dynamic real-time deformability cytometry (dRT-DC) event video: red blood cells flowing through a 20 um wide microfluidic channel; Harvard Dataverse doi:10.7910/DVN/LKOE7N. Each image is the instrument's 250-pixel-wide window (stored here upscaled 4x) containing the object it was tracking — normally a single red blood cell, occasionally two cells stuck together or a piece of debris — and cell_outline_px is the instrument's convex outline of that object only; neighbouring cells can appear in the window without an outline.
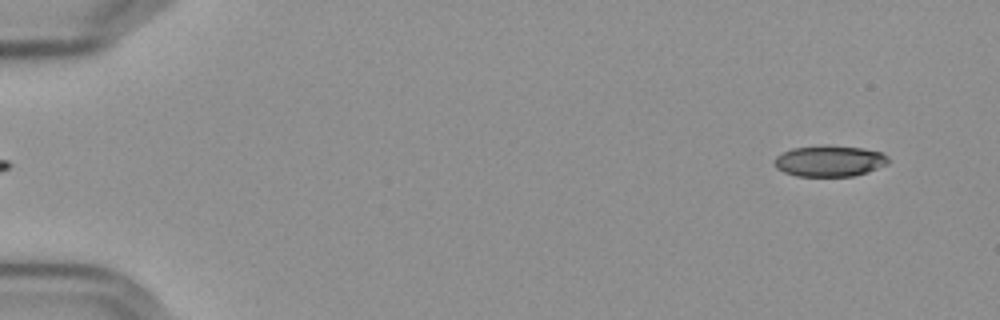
{"species": "Egyptian fruit bat (a non-hibernating species)", "species_latin": "Rousettus aegyptiacus", "temperature_condition": "cold", "stored_images_in_passage": 55, "camera_frame_rate_fps": 3000, "um_per_image_px": 0.085, "frame": {"image": 1, "passage_image": 3, "time_ms": 0.667, "image_size_px": [1000, 320], "cell_outline_px": [[888, 164], [868, 172], [852, 176], [796, 176], [784, 172], [776, 168], [772, 160], [780, 152], [792, 148], [824, 144], [828, 144], [864, 148], [880, 152], [888, 156]], "centroid_in_image_um": [70.47, 13.66], "position_along_channel_um": 14.5, "area_um2": 21.1}}
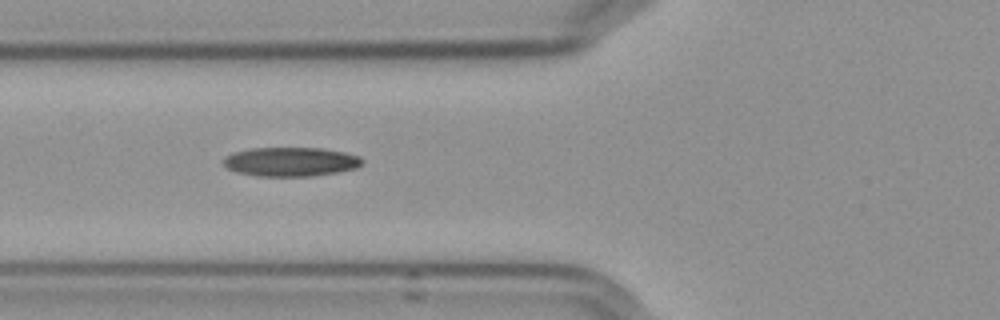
{"frame": {"image": 2, "passage_image": 21, "time_ms": 6.667, "image_size_px": [1000, 320], "cell_outline_px": [[364, 160], [356, 168], [336, 172], [312, 176], [256, 176], [236, 172], [228, 168], [224, 164], [224, 156], [232, 152], [252, 148], [324, 148], [344, 152], [360, 156]], "centroid_in_image_um": [24.7, 13.74], "position_along_channel_um": 101.1, "area_um2": 23.58}}
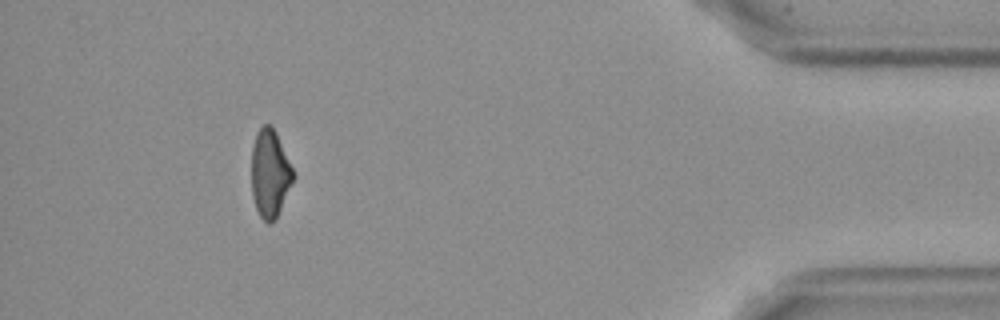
{"frame": {"image": 3, "passage_image": 51, "time_ms": 16.667, "image_size_px": [1000, 320], "cell_outline_px": [[292, 180], [276, 220], [268, 224], [260, 216], [256, 208], [252, 196], [252, 144], [256, 132], [264, 124], [272, 124], [276, 132], [292, 168]], "centroid_in_image_um": [22.91, 14.73], "position_along_channel_um": 412.3, "area_um2": 21.04}}